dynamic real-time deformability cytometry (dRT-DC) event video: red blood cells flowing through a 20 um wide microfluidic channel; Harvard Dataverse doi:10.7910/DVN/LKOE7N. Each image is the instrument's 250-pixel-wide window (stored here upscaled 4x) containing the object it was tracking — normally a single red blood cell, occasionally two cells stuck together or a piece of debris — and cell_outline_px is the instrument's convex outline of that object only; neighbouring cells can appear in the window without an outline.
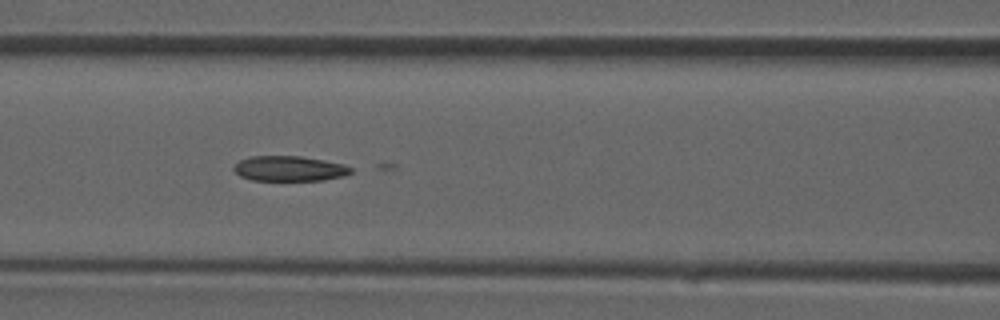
{"species": "common noctule bat (a hibernating species)", "species_latin": "Nyctalus noctula", "temperature_condition": "room temperature", "stored_images_in_passage": 33, "camera_frame_rate_fps": 3000, "um_per_image_px": 0.085, "animal": {"sex": "male", "forearm_length_mm": 52.5}, "frame": {"image": 1, "passage_image": 18, "time_ms": 5.667, "image_size_px": [1000, 320], "cell_outline_px": [[352, 172], [344, 176], [324, 180], [252, 180], [240, 176], [232, 168], [240, 160], [252, 156], [300, 156], [324, 160], [344, 164], [352, 168]], "centroid_in_image_um": [24.61, 14.33], "position_along_channel_um": 142.0, "area_um2": 17.11}}